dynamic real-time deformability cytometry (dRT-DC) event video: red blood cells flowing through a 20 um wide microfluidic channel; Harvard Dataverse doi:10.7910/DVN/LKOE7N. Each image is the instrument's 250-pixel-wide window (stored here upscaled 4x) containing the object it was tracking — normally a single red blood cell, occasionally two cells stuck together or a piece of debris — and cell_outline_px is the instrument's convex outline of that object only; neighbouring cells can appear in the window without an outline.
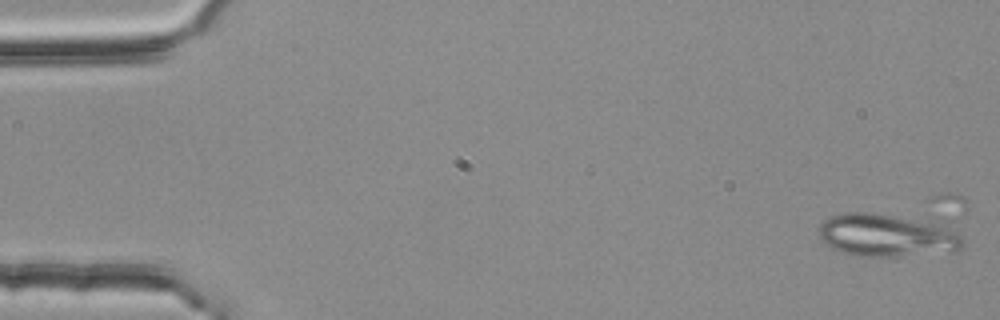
{"species": "common noctule bat (a hibernating species)", "species_latin": "Nyctalus noctula", "temperature_condition": "room temperature", "stored_images_in_passage": 53, "camera_frame_rate_fps": 3000, "um_per_image_px": 0.085, "animal": {"sex": "female", "body_mass_g": 25.1}, "frame": {"image": 1, "passage_image": 1, "time_ms": 0.0, "image_size_px": [1000, 320], "cell_outline_px": [[964, 244], [956, 252], [896, 256], [856, 256], [840, 252], [824, 244], [820, 240], [820, 224], [824, 220], [832, 216], [848, 212], [868, 212], [936, 216], [948, 220], [964, 236]], "centroid_in_image_um": [75.63, 19.93], "position_along_channel_um": 9.4, "area_um2": 38.67}}
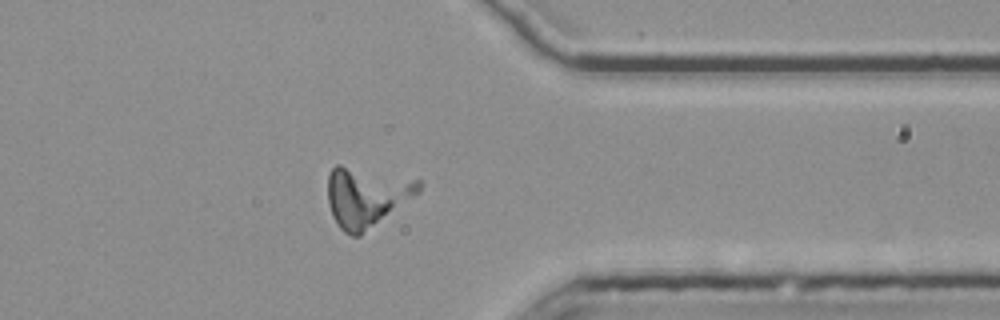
{"frame": {"image": 2, "passage_image": 43, "time_ms": 14.0, "image_size_px": [1000, 320], "cell_outline_px": [[420, 192], [360, 236], [352, 236], [344, 232], [340, 228], [332, 216], [328, 204], [328, 176], [332, 168], [336, 164], [340, 164], [420, 180]], "centroid_in_image_um": [31.11, 16.72], "position_along_channel_um": 380.3, "area_um2": 31.56}}
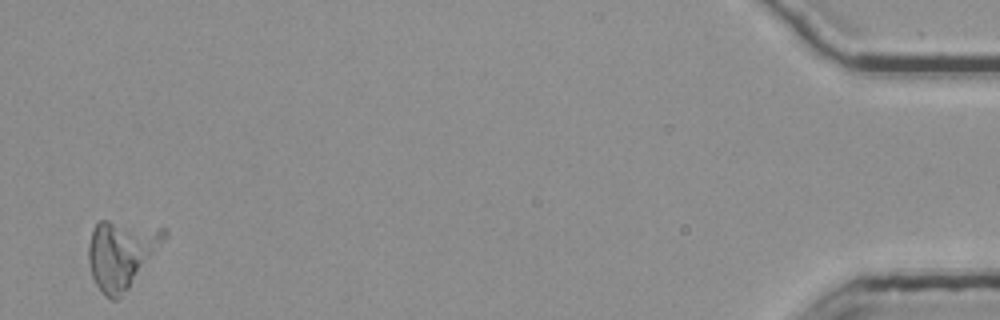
{"frame": {"image": 3, "passage_image": 53, "time_ms": 17.333, "image_size_px": [1000, 320], "cell_outline_px": [[168, 236], [128, 288], [116, 300], [112, 300], [104, 296], [100, 292], [92, 276], [88, 260], [88, 244], [92, 232], [96, 224], [100, 220], [108, 220], [164, 228], [168, 232]], "centroid_in_image_um": [10.3, 21.58], "position_along_channel_um": 424.9, "area_um2": 29.88}, "authors_computed_cell_mechanics": {"area_um2": 26.9348, "velocity_mm_per_s": 3.7213, "shape_relaxation_time_tau1_ms": 4.4854, "shape_relaxation_time_tau2_ms": null, "deformation_change_tau1": null, "deformation_change_tau2": null}}